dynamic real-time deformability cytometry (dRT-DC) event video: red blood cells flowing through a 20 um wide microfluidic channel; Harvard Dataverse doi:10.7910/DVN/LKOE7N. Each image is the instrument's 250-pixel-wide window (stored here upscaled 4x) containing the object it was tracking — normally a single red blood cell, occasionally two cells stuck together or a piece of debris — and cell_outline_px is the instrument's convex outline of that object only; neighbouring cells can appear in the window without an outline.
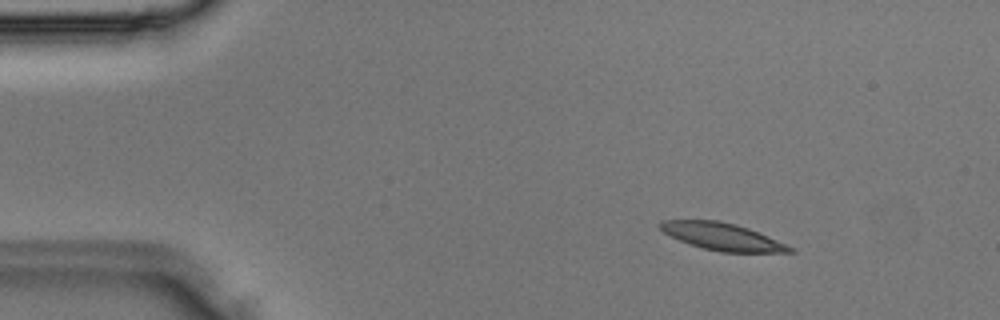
{"species": "Egyptian fruit bat (a non-hibernating species)", "species_latin": "Rousettus aegyptiacus", "temperature_condition": "room temperature", "stored_images_in_passage": 3, "camera_frame_rate_fps": 3000, "um_per_image_px": 0.085, "animal": {"sex": "male"}, "frame": {"image": 1, "passage_image": 1, "time_ms": 0.0, "image_size_px": [1000, 320], "cell_outline_px": [[796, 252], [720, 252], [688, 244], [664, 232], [656, 224], [664, 220], [716, 220], [736, 224], [748, 228], [768, 236], [796, 248]], "centroid_in_image_um": [61.41, 20.11], "position_along_channel_um": 23.6, "area_um2": 20.52}}
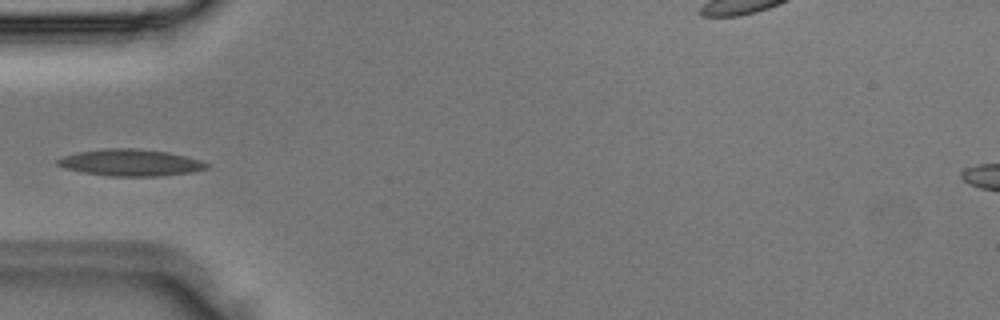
{"frame": {"image": 2, "passage_image": 3, "time_ms": 0.667, "image_size_px": [1000, 320], "cell_outline_px": [[208, 168], [192, 172], [160, 176], [108, 176], [84, 172], [68, 168], [56, 164], [56, 160], [64, 156], [80, 152], [104, 148], [136, 148], [168, 152], [200, 160], [208, 164]], "centroid_in_image_um": [11.12, 13.82], "position_along_channel_um": 73.9, "area_um2": 22.95}}